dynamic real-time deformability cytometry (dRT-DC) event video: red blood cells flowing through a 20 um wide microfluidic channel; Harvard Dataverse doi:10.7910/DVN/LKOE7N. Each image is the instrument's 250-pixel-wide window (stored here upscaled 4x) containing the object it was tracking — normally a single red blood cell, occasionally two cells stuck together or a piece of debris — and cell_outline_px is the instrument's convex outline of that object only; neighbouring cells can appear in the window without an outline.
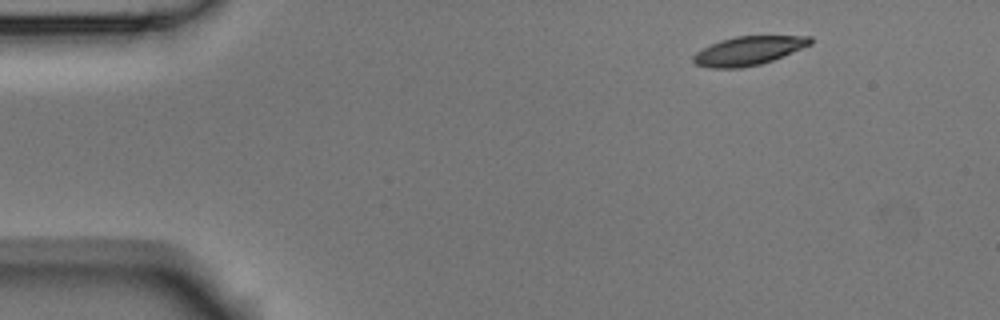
{"species": "Egyptian fruit bat (a non-hibernating species)", "species_latin": "Rousettus aegyptiacus", "temperature_condition": "room temperature", "stored_images_in_passage": 5, "camera_frame_rate_fps": 3000, "um_per_image_px": 0.085, "animal": {"sex": "male"}, "frame": {"image": 1, "passage_image": 1, "time_ms": 0.0, "image_size_px": [1000, 320], "cell_outline_px": [[812, 44], [772, 60], [760, 64], [740, 68], [712, 68], [696, 64], [692, 60], [692, 56], [696, 52], [720, 40], [736, 36], [812, 36]], "centroid_in_image_um": [63.61, 4.31], "position_along_channel_um": 21.4, "area_um2": 19.42}}
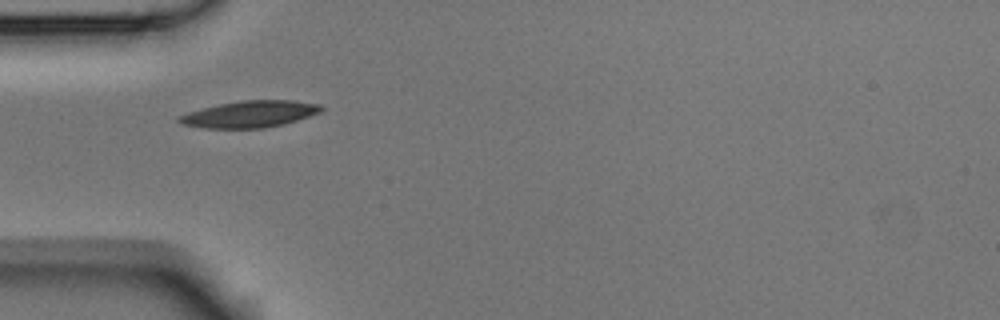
{"frame": {"image": 2, "passage_image": 4, "time_ms": 1.0, "image_size_px": [1000, 320], "cell_outline_px": [[324, 108], [320, 112], [284, 124], [264, 128], [204, 128], [184, 124], [176, 120], [176, 116], [188, 112], [220, 104], [240, 100], [292, 100], [320, 104]], "centroid_in_image_um": [21.23, 9.7], "position_along_channel_um": 63.8, "area_um2": 21.96}}
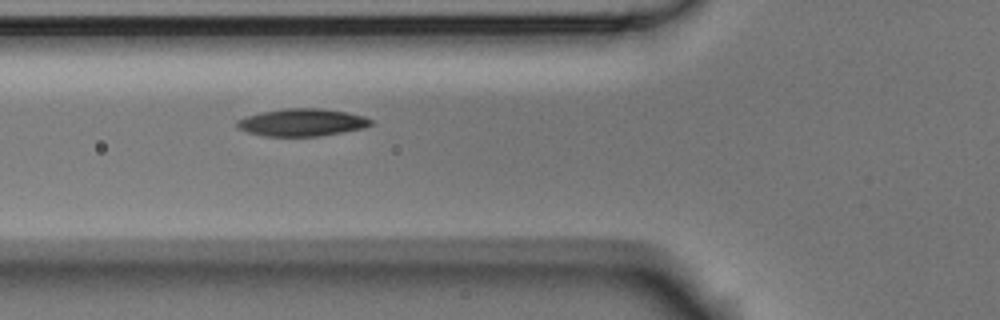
{"frame": {"image": 3, "passage_image": 5, "time_ms": 1.333, "image_size_px": [1000, 320], "cell_outline_px": [[372, 124], [364, 128], [320, 136], [264, 136], [248, 132], [236, 128], [236, 120], [260, 112], [284, 108], [324, 108], [364, 116], [372, 120]], "centroid_in_image_um": [25.65, 10.4], "position_along_channel_um": 100.2, "area_um2": 21.44}}